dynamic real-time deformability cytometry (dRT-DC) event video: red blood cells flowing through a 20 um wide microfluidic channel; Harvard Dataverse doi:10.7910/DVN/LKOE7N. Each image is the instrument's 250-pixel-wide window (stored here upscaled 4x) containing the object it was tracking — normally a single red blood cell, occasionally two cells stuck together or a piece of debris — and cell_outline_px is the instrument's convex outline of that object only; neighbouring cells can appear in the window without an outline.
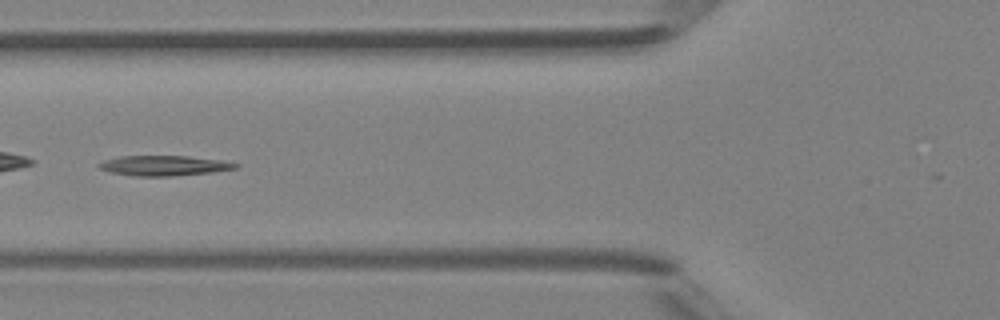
{"species": "Egyptian fruit bat (a non-hibernating species)", "species_latin": "Rousettus aegyptiacus", "temperature_condition": "room temperature", "stored_images_in_passage": 7, "camera_frame_rate_fps": 3000, "um_per_image_px": 0.085, "animal": {"sex": "female"}, "frame": {"image": 1, "passage_image": 5, "time_ms": 4.667, "image_size_px": [1000, 320], "cell_outline_px": [[240, 164], [236, 168], [212, 172], [168, 176], [136, 176], [108, 172], [100, 168], [96, 164], [104, 160], [120, 156], [188, 156], [220, 160]], "centroid_in_image_um": [13.9, 14.07], "position_along_channel_um": 111.9, "area_um2": 15.9}}
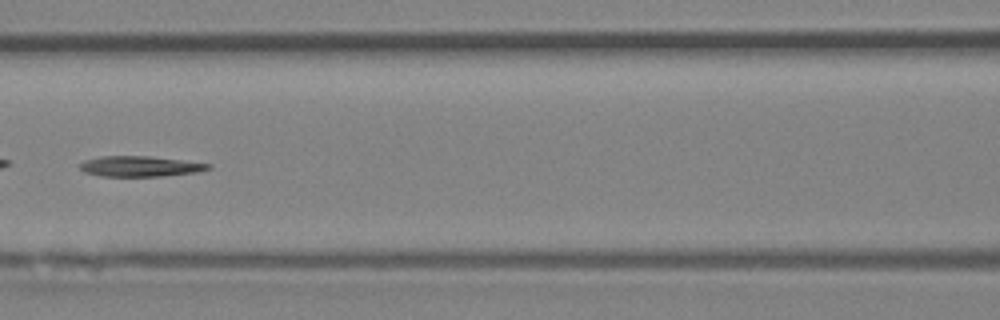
{"frame": {"image": 2, "passage_image": 6, "time_ms": 5.667, "image_size_px": [1000, 320], "cell_outline_px": [[212, 168], [196, 172], [160, 176], [100, 176], [84, 172], [80, 168], [80, 164], [84, 160], [100, 156], [148, 156], [212, 164]], "centroid_in_image_um": [11.88, 14.13], "position_along_channel_um": 154.7, "area_um2": 15.2}}
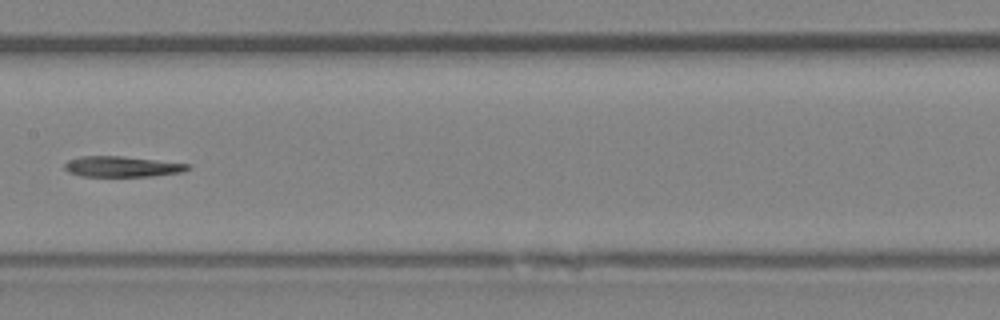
{"frame": {"image": 3, "passage_image": 7, "time_ms": 6.667, "image_size_px": [1000, 320], "cell_outline_px": [[192, 168], [184, 172], [152, 176], [80, 176], [68, 172], [64, 168], [64, 164], [68, 160], [80, 156], [124, 156], [192, 164]], "centroid_in_image_um": [10.42, 14.16], "position_along_channel_um": 197.0, "area_um2": 15.03}}